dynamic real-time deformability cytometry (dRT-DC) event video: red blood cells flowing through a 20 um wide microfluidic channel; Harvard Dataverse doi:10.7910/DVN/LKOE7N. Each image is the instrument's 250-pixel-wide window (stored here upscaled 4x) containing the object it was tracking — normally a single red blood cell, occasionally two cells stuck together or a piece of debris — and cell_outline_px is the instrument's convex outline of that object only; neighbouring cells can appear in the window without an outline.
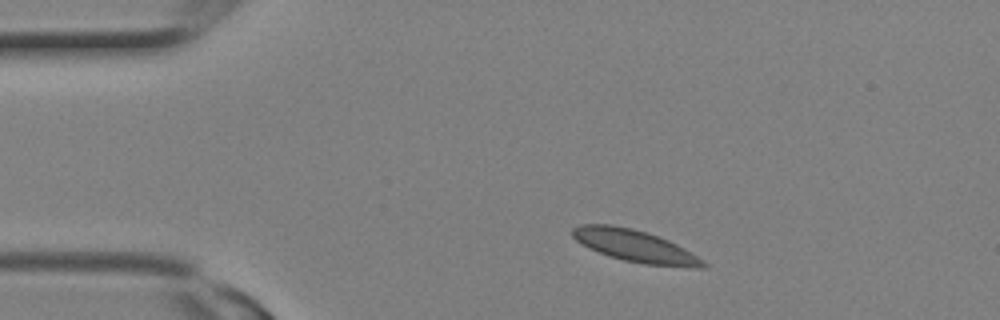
{"species": "Egyptian fruit bat (a non-hibernating species)", "species_latin": "Rousettus aegyptiacus", "temperature_condition": "room temperature", "stored_images_in_passage": 7, "camera_frame_rate_fps": 3000, "um_per_image_px": 0.085, "animal": {"sex": "female"}, "frame": {"image": 1, "passage_image": 2, "time_ms": 0.333, "image_size_px": [1000, 320], "cell_outline_px": [[708, 268], [692, 268], [644, 264], [624, 260], [608, 256], [576, 240], [572, 236], [572, 228], [580, 224], [612, 224], [632, 228], [648, 232], [668, 240], [676, 244], [704, 260], [708, 264]], "centroid_in_image_um": [54.02, 20.91], "position_along_channel_um": 31.0, "area_um2": 24.39}}
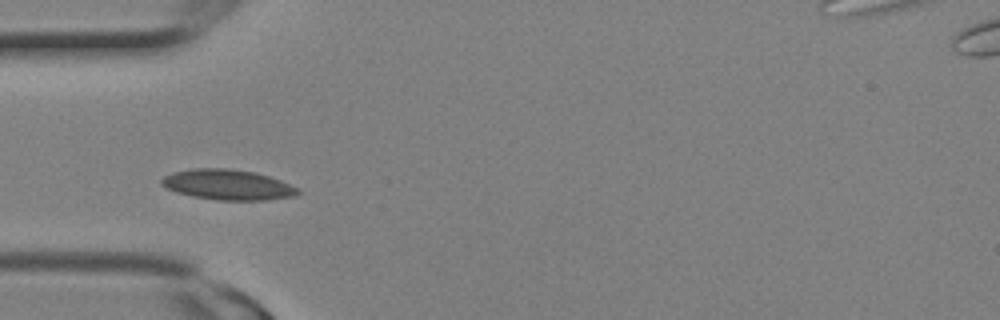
{"frame": {"image": 2, "passage_image": 5, "time_ms": 1.333, "image_size_px": [1000, 320], "cell_outline_px": [[300, 192], [296, 196], [264, 200], [216, 200], [192, 196], [176, 192], [160, 184], [160, 180], [164, 176], [172, 172], [192, 168], [228, 168], [252, 172], [268, 176], [280, 180], [296, 188]], "centroid_in_image_um": [19.31, 15.7], "position_along_channel_um": 65.7, "area_um2": 23.99}}